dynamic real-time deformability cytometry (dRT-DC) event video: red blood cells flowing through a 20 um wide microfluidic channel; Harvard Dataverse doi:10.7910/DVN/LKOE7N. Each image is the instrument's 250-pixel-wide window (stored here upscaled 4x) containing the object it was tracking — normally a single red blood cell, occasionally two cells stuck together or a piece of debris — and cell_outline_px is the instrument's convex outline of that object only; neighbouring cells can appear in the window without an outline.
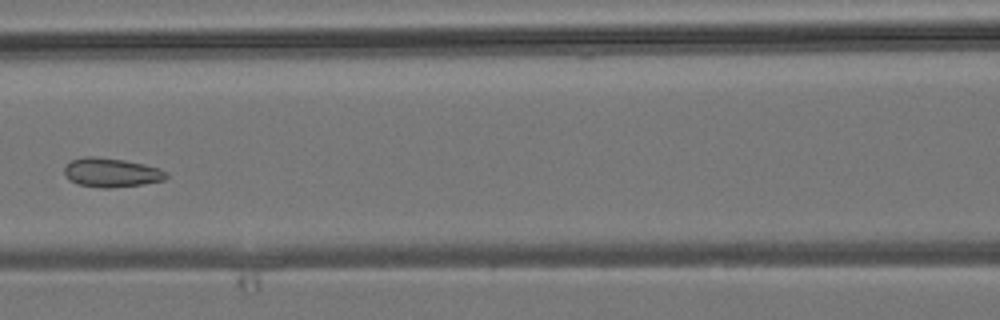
{"species": "common noctule bat (a hibernating species)", "species_latin": "Nyctalus noctula", "temperature_condition": "room temperature", "stored_images_in_passage": 6, "camera_frame_rate_fps": 3000, "um_per_image_px": 0.085, "animal": {"sex": "male", "body_mass_g": 19.2, "forearm_length_mm": 51.8}, "frame": {"image": 1, "passage_image": 5, "time_ms": 4.667, "image_size_px": [1000, 320], "cell_outline_px": [[168, 176], [164, 180], [144, 184], [108, 188], [104, 188], [76, 184], [68, 180], [64, 172], [64, 168], [68, 160], [84, 156], [96, 156], [124, 160], [144, 164], [160, 168], [168, 172]], "centroid_in_image_um": [9.44, 14.66], "position_along_channel_um": 157.2, "area_um2": 17.57}}
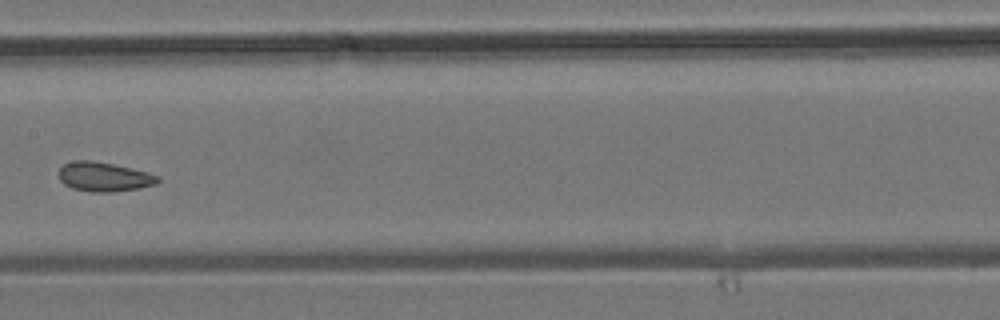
{"frame": {"image": 2, "passage_image": 6, "time_ms": 5.667, "image_size_px": [1000, 320], "cell_outline_px": [[160, 180], [156, 184], [140, 188], [112, 192], [92, 192], [72, 188], [64, 184], [60, 180], [56, 172], [64, 164], [72, 160], [92, 160], [132, 168], [148, 172], [160, 176]], "centroid_in_image_um": [8.82, 15.02], "position_along_channel_um": 198.6, "area_um2": 17.17}}